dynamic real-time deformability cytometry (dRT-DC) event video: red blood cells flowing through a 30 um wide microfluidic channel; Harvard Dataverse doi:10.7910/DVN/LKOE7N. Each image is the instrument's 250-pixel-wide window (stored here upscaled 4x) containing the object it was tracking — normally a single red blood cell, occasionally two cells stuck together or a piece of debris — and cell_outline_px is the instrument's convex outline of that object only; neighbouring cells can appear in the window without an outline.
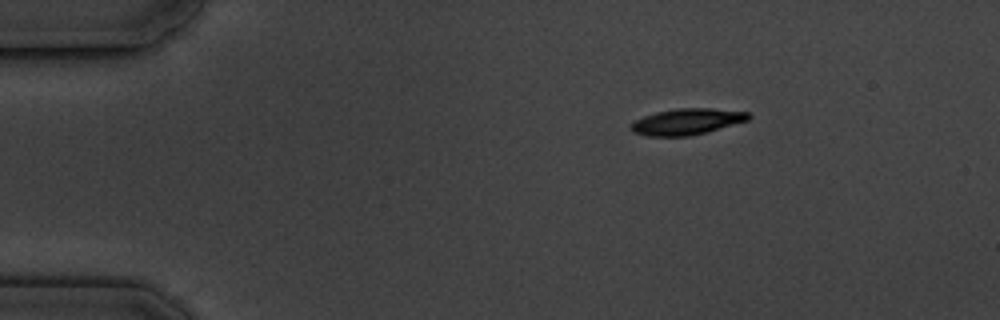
{"species": "common noctule bat (a hibernating species)", "species_latin": "Nyctalus noctula", "temperature_condition": "cold", "stored_images_in_passage": 4, "camera_frame_rate_fps": 3000, "um_per_image_px": 0.085, "animal": {"sex": "male", "body_mass_g": 19.5, "forearm_length_mm": 54.6}, "frame": {"image": 1, "passage_image": 1, "time_ms": 0.0, "image_size_px": [1000, 320], "cell_outline_px": [[752, 116], [748, 120], [708, 132], [688, 136], [648, 136], [632, 132], [628, 128], [636, 120], [644, 116], [656, 112], [676, 108], [712, 108], [748, 112]], "centroid_in_image_um": [58.39, 10.34], "position_along_channel_um": 26.6, "area_um2": 17.98}}
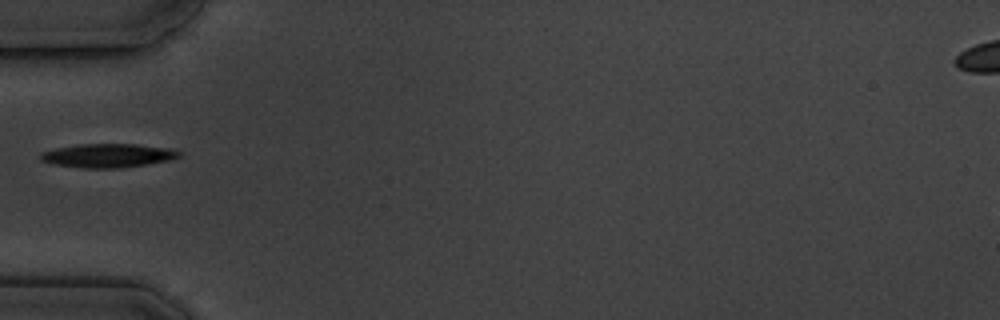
{"frame": {"image": 2, "passage_image": 4, "time_ms": 3.333, "image_size_px": [1000, 320], "cell_outline_px": [[184, 152], [180, 156], [168, 160], [148, 164], [120, 168], [84, 168], [52, 164], [40, 160], [40, 152], [56, 148], [80, 144], [136, 144], [172, 148]], "centroid_in_image_um": [9.19, 13.22], "position_along_channel_um": 75.8, "area_um2": 19.36}}